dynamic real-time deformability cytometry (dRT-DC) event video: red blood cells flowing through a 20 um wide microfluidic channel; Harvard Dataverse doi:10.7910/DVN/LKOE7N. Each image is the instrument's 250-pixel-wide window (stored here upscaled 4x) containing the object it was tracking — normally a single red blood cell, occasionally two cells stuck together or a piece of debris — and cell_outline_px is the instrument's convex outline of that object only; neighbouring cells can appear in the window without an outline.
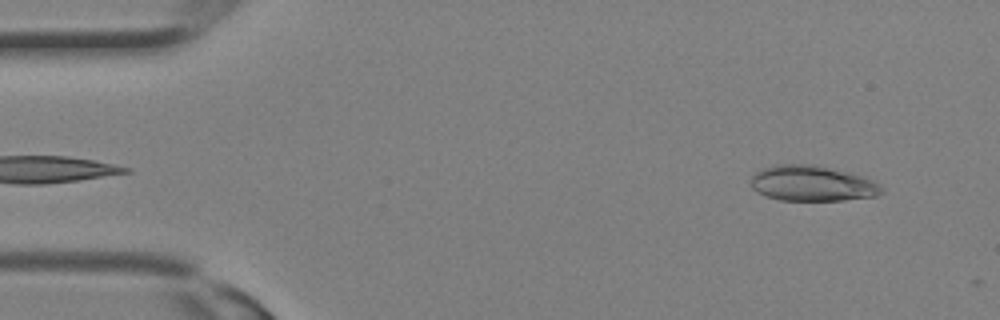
{"species": "Egyptian fruit bat (a non-hibernating species)", "species_latin": "Rousettus aegyptiacus", "temperature_condition": "room temperature", "stored_images_in_passage": 6, "camera_frame_rate_fps": 3000, "um_per_image_px": 0.085, "animal": {"sex": "female"}, "frame": {"image": 1, "passage_image": 1, "time_ms": 0.0, "image_size_px": [1000, 320], "cell_outline_px": [[884, 192], [876, 196], [844, 200], [780, 200], [764, 196], [756, 192], [752, 188], [752, 176], [756, 172], [772, 164], [812, 164], [848, 172], [872, 180], [880, 184], [884, 188]], "centroid_in_image_um": [69.03, 15.59], "position_along_channel_um": 16.0, "area_um2": 27.11}}